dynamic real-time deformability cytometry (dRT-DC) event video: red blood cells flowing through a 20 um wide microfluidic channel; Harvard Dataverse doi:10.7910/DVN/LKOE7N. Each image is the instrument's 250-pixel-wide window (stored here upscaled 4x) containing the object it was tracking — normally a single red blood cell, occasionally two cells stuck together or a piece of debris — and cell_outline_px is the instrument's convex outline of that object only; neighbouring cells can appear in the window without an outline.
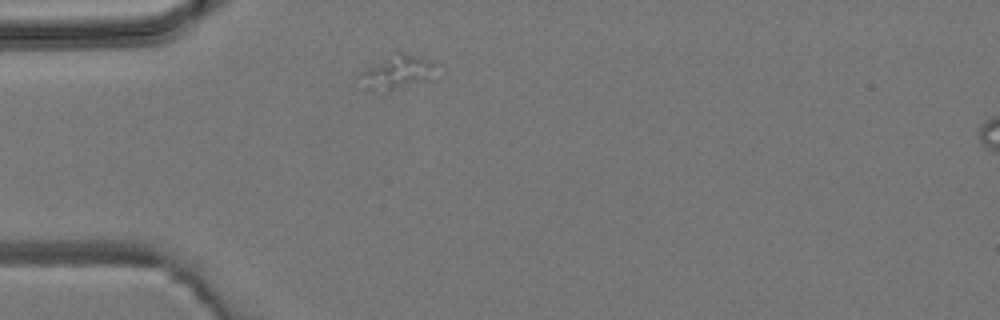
{"species": "common noctule bat (a hibernating species)", "species_latin": "Nyctalus noctula", "temperature_condition": "room temperature", "stored_images_in_passage": 5, "camera_frame_rate_fps": 3000, "um_per_image_px": 0.085, "animal": {"sex": "male", "body_mass_g": 19.2, "forearm_length_mm": 51.8}, "frame": {"image": 1, "passage_image": 4, "time_ms": 4.667, "image_size_px": [1000, 320], "cell_outline_px": [[432, 64], [424, 80], [388, 92], [372, 92], [368, 88], [360, 72], [400, 52], [432, 60]], "centroid_in_image_um": [33.68, 6.17], "position_along_channel_um": 51.3, "area_um2": 13.53}}